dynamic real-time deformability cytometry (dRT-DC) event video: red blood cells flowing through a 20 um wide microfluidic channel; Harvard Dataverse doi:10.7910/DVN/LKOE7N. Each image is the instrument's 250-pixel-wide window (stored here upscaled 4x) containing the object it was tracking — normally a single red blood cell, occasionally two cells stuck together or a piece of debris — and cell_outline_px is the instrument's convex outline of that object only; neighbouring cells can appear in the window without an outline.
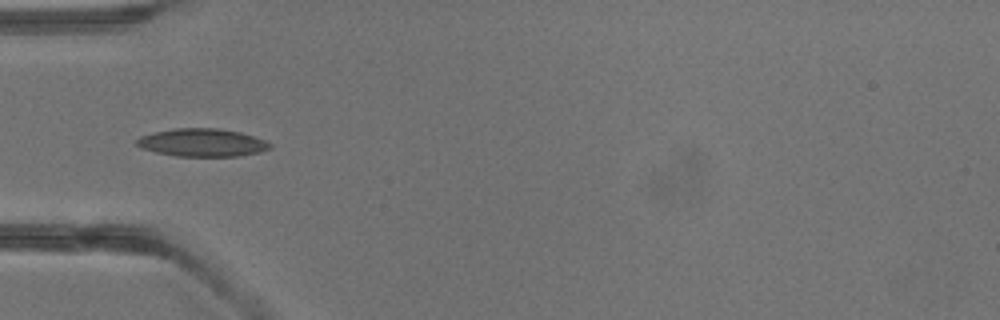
{"species": "common noctule bat (a hibernating species)", "species_latin": "Nyctalus noctula", "temperature_condition": "warm", "stored_images_in_passage": 3, "camera_frame_rate_fps": 3000, "um_per_image_px": 0.085, "animal": {"sex": "male", "body_mass_g": 13.3}, "frame": {"image": 1, "passage_image": 3, "time_ms": 3.0, "image_size_px": [1000, 320], "cell_outline_px": [[272, 148], [260, 152], [240, 156], [176, 156], [156, 152], [140, 148], [136, 144], [136, 140], [140, 136], [156, 132], [176, 128], [220, 128], [240, 132], [264, 140], [272, 144]], "centroid_in_image_um": [17.2, 12.12], "position_along_channel_um": 67.8, "area_um2": 21.68}}